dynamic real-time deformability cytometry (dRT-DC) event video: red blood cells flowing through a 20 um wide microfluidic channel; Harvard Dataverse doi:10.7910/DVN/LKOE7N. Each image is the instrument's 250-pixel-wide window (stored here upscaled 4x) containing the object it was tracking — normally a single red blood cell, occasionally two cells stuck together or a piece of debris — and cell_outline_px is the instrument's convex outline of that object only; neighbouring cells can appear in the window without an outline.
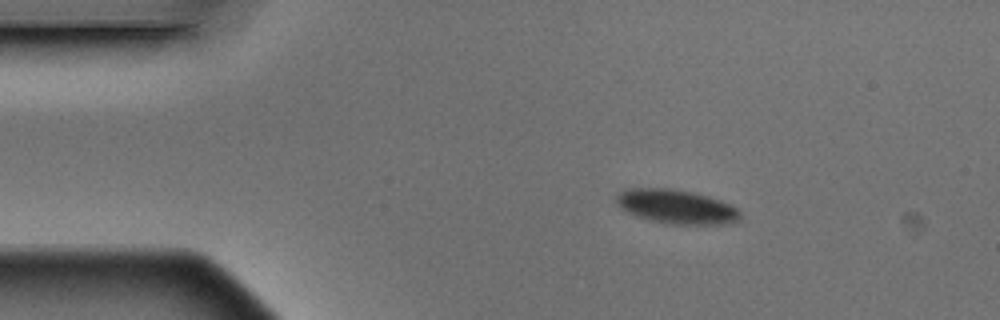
{"species": "Egyptian fruit bat (a non-hibernating species)", "species_latin": "Rousettus aegyptiacus", "temperature_condition": "warm", "stored_images_in_passage": 5, "segment_of_instrument_passage": [1, 2], "camera_frame_rate_fps": 3000, "um_per_image_px": 0.085, "animal": {"sex": "male"}, "frame": {"image": 1, "passage_image": 2, "time_ms": 0.333, "image_size_px": [1000, 320], "cell_outline_px": [[740, 220], [732, 224], [664, 224], [648, 220], [636, 216], [620, 208], [616, 204], [616, 196], [620, 192], [628, 188], [668, 188], [692, 192], [708, 196], [720, 200], [736, 208], [740, 212]], "centroid_in_image_um": [57.48, 17.58], "position_along_channel_um": 27.5, "area_um2": 24.8}}
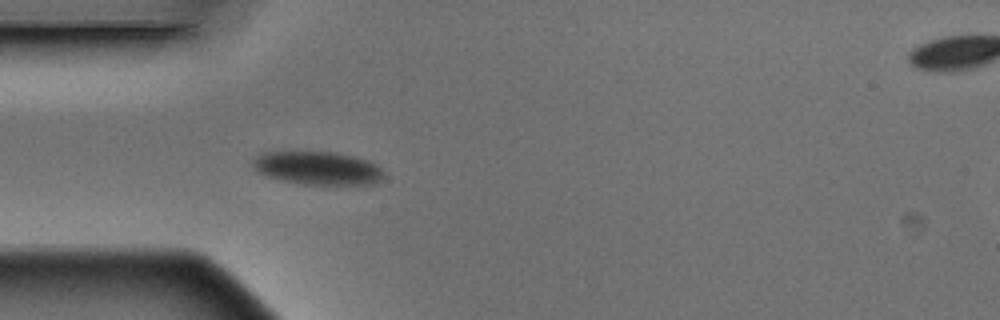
{"frame": {"image": 2, "passage_image": 4, "time_ms": 1.0, "image_size_px": [1000, 320], "cell_outline_px": [[380, 180], [372, 184], [300, 184], [280, 180], [264, 176], [252, 168], [252, 160], [260, 152], [332, 152], [356, 156], [368, 160], [376, 164], [380, 168]], "centroid_in_image_um": [26.91, 14.28], "position_along_channel_um": 58.1, "area_um2": 25.37}}